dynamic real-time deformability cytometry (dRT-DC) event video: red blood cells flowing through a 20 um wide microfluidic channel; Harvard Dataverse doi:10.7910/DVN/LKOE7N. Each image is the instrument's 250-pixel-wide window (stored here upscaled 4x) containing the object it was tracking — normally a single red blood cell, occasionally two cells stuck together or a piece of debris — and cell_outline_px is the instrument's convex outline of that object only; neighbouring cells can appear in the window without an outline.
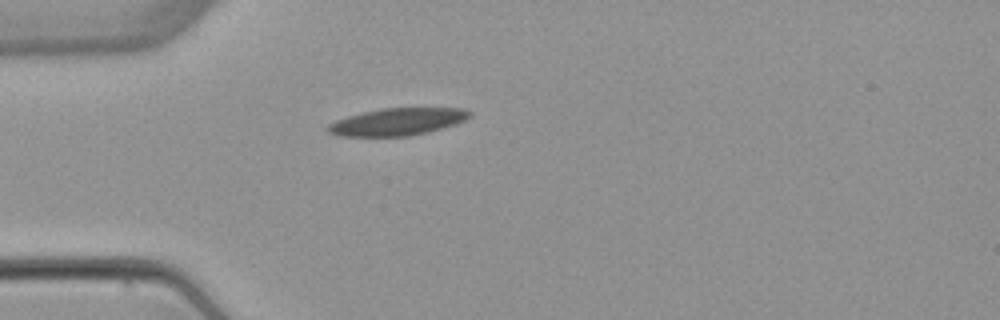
{"species": "common noctule bat (a hibernating species)", "species_latin": "Nyctalus noctula", "temperature_condition": "warm", "stored_images_in_passage": 1, "camera_frame_rate_fps": 3000, "um_per_image_px": 0.085, "animal": {"sex": "female", "body_mass_g": 22.7, "forearm_length_mm": 54.2}, "frame": {"image": 1, "passage_image": 1, "time_ms": 0.0, "image_size_px": [1000, 320], "cell_outline_px": [[472, 116], [456, 124], [408, 136], [340, 136], [328, 132], [324, 128], [328, 124], [336, 120], [348, 116], [380, 108], [464, 108], [472, 112]], "centroid_in_image_um": [33.76, 10.34], "position_along_channel_um": 51.2, "area_um2": 22.43}}